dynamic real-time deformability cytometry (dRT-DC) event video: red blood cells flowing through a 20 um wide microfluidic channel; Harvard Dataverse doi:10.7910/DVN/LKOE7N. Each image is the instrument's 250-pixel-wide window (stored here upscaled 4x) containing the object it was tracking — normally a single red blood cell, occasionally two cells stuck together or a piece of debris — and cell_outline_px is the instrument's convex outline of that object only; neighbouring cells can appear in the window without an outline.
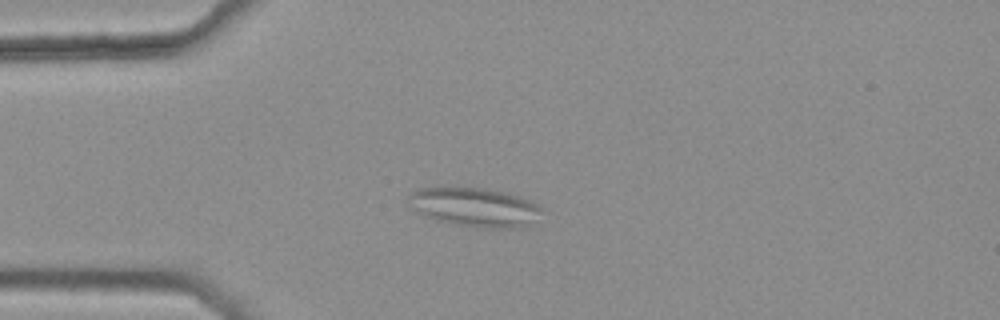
{"species": "common noctule bat (a hibernating species)", "species_latin": "Nyctalus noctula", "temperature_condition": "warm", "stored_images_in_passage": 5, "camera_frame_rate_fps": 3000, "um_per_image_px": 0.085, "animal": {"sex": "female", "body_mass_g": 25.1}, "frame": {"image": 1, "passage_image": 3, "time_ms": 0.667, "image_size_px": [1000, 320], "cell_outline_px": [[540, 208], [528, 224], [516, 228], [484, 228], [452, 224], [436, 220], [416, 212], [408, 204], [408, 196], [416, 188], [484, 188], [504, 192], [532, 200]], "centroid_in_image_um": [40.25, 17.6], "position_along_channel_um": 44.7, "area_um2": 29.82}}
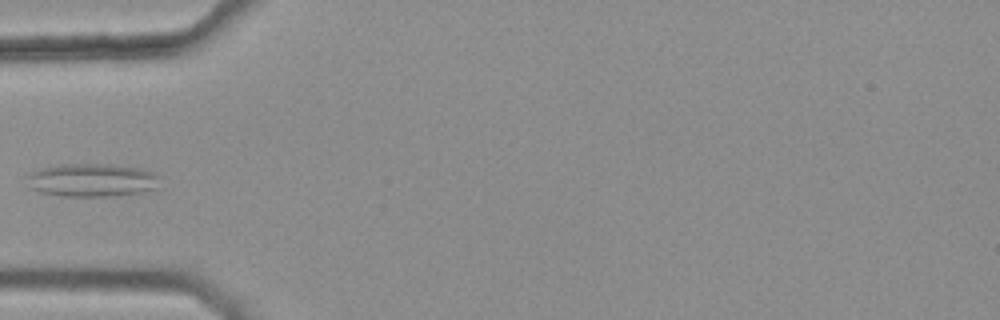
{"frame": {"image": 2, "passage_image": 4, "time_ms": 1.0, "image_size_px": [1000, 320], "cell_outline_px": [[160, 176], [156, 188], [140, 192], [104, 196], [60, 196], [40, 192], [28, 188], [28, 176], [32, 172], [40, 168], [64, 164], [112, 164], [140, 168], [152, 172]], "centroid_in_image_um": [7.79, 15.3], "position_along_channel_um": 77.2, "area_um2": 25.61}}